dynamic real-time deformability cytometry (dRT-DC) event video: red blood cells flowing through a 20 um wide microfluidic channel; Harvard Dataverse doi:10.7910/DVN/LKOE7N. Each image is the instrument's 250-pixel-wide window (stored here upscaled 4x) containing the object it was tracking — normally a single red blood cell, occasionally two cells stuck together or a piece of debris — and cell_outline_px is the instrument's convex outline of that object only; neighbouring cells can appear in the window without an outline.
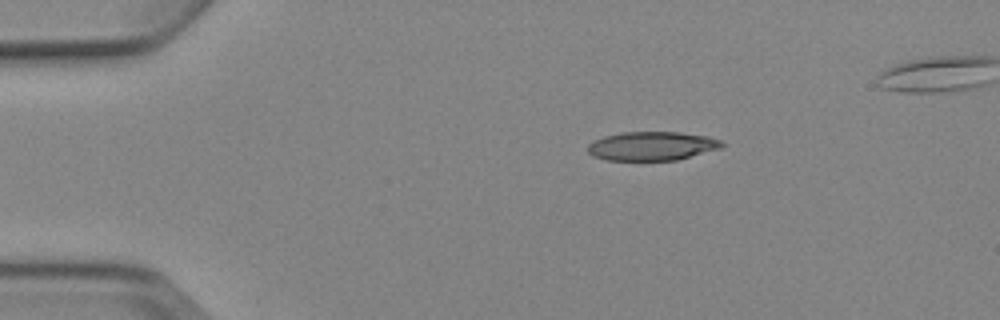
{"species": "Egyptian fruit bat (a non-hibernating species)", "species_latin": "Rousettus aegyptiacus", "temperature_condition": "cold", "stored_images_in_passage": 3, "camera_frame_rate_fps": 3000, "um_per_image_px": 0.085, "animal": {"sex": "female"}, "frame": {"image": 1, "passage_image": 1, "time_ms": 0.0, "image_size_px": [1000, 320], "cell_outline_px": [[724, 144], [720, 148], [676, 160], [604, 160], [592, 156], [588, 152], [588, 144], [604, 136], [620, 132], [680, 132], [708, 136], [724, 140]], "centroid_in_image_um": [55.42, 12.4], "position_along_channel_um": 29.6, "area_um2": 22.6}}